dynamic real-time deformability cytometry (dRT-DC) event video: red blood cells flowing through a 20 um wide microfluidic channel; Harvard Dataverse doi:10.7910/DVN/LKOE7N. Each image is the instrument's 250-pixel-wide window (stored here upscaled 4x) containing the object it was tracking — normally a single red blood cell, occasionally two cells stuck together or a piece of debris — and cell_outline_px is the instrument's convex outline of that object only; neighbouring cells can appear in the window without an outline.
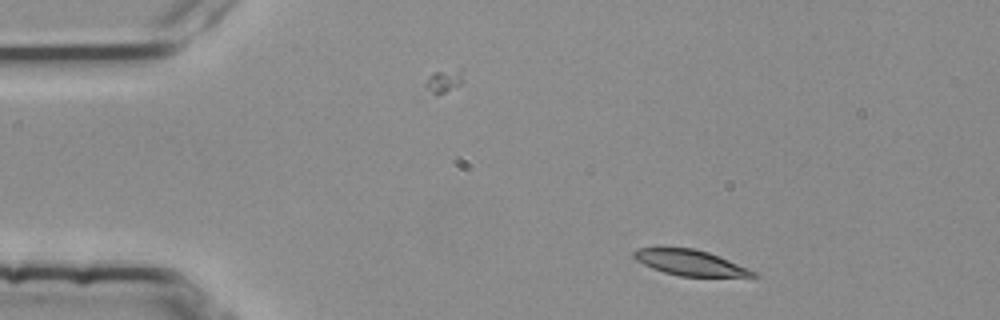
{"species": "common noctule bat (a hibernating species)", "species_latin": "Nyctalus noctula", "temperature_condition": "room temperature", "stored_images_in_passage": 2, "camera_frame_rate_fps": 3000, "um_per_image_px": 0.085, "animal": {"sex": "female", "body_mass_g": 25.1}, "frame": {"image": 1, "passage_image": 1, "time_ms": 0.0, "image_size_px": [1000, 320], "cell_outline_px": [[760, 276], [680, 276], [664, 272], [652, 268], [636, 260], [632, 256], [632, 252], [636, 248], [656, 244], [692, 248], [708, 252], [728, 260], [756, 272]], "centroid_in_image_um": [58.5, 22.26], "position_along_channel_um": 26.5, "area_um2": 18.21}}